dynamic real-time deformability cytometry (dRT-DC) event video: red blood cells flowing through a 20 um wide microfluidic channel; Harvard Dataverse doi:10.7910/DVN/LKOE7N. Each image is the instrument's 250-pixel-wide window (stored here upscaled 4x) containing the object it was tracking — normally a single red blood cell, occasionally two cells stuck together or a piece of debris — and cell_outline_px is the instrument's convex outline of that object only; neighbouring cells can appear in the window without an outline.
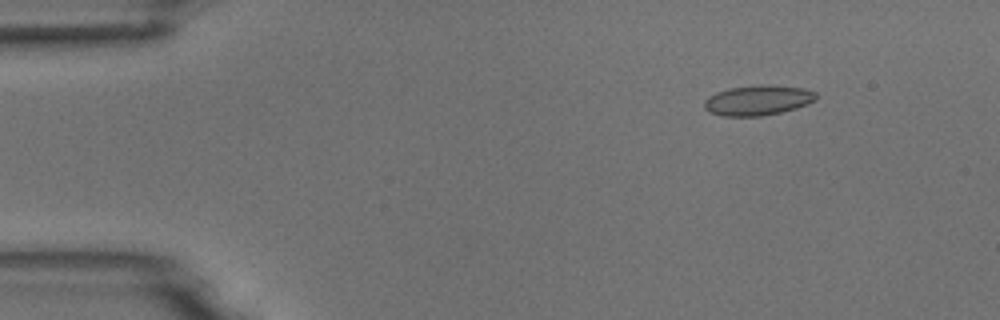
{"species": "common noctule bat (a hibernating species)", "species_latin": "Nyctalus noctula", "temperature_condition": "room temperature", "stored_images_in_passage": 54, "camera_frame_rate_fps": 3000, "um_per_image_px": 0.085, "animal": {"sex": "male", "body_mass_g": 18.8}, "frame": {"image": 1, "passage_image": 7, "time_ms": 2.0, "image_size_px": [1000, 320], "cell_outline_px": [[816, 100], [808, 104], [796, 108], [780, 112], [760, 116], [724, 116], [708, 112], [704, 108], [704, 100], [708, 96], [716, 92], [728, 88], [760, 84], [772, 84], [804, 88], [816, 92]], "centroid_in_image_um": [64.41, 8.51], "position_along_channel_um": 20.6, "area_um2": 19.88}}
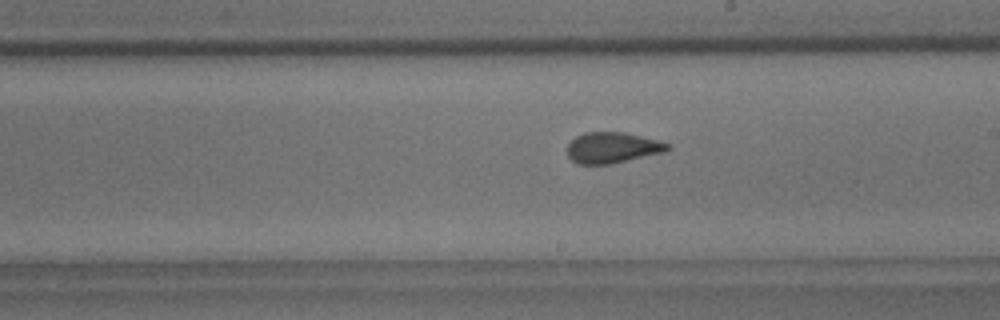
{"frame": {"image": 2, "passage_image": 31, "time_ms": 10.0, "image_size_px": [1000, 320], "cell_outline_px": [[672, 148], [664, 152], [612, 164], [576, 164], [568, 156], [568, 144], [576, 136], [584, 132], [624, 132], [672, 144]], "centroid_in_image_um": [52.06, 12.56], "position_along_channel_um": 236.9, "area_um2": 18.09}}
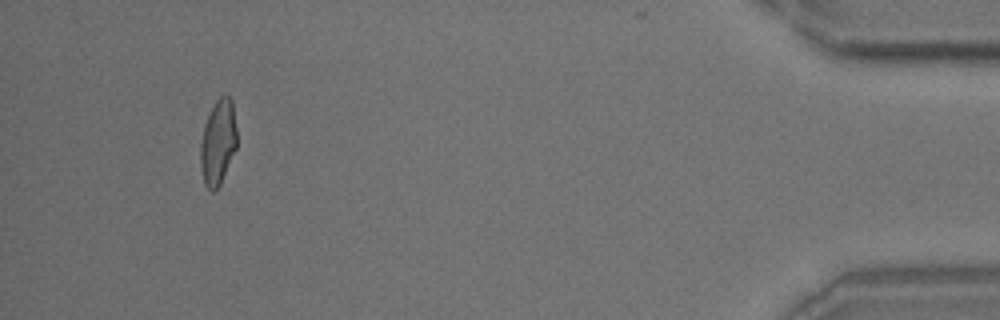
{"frame": {"image": 3, "passage_image": 51, "time_ms": 16.667, "image_size_px": [1000, 320], "cell_outline_px": [[236, 148], [220, 184], [212, 192], [204, 184], [200, 168], [200, 144], [204, 124], [216, 100], [220, 96], [228, 96], [232, 100], [236, 128]], "centroid_in_image_um": [18.51, 12.1], "position_along_channel_um": 416.7, "area_um2": 17.92}, "authors_computed_cell_mechanics": {"area_um2": 18.5538, "velocity_mm_per_s": 3.731, "shape_relaxation_time_tau1_ms": 9.3891, "shape_relaxation_time_tau2_ms": 1.01, "deformation_change_tau1": 0.1941, "deformation_change_tau2": 0.0743}}